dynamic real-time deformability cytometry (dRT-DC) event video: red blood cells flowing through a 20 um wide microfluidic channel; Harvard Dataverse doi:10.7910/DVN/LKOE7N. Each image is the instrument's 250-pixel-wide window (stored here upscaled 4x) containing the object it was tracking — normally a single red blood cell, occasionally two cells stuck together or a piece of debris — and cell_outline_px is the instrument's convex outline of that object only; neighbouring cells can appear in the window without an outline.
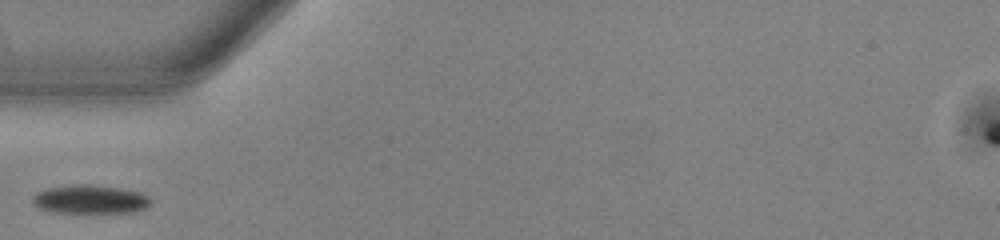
{"species": "common noctule bat (a hibernating species)", "species_latin": "Nyctalus noctula", "temperature_condition": "warm", "stored_images_in_passage": 30, "camera_frame_rate_fps": 3000, "um_per_image_px": 0.085, "animal": {"sex": "male", "body_mass_g": 13.0, "forearm_length_mm": 53.1}, "frame": {"image": 1, "passage_image": 1, "time_ms": 0.0, "image_size_px": [1000, 240], "cell_outline_px": [[148, 204], [144, 208], [132, 212], [52, 212], [40, 208], [32, 200], [32, 196], [36, 192], [48, 188], [76, 184], [116, 188], [140, 192], [148, 196]], "centroid_in_image_um": [7.61, 16.95], "position_along_channel_um": 77.4, "area_um2": 19.07}}
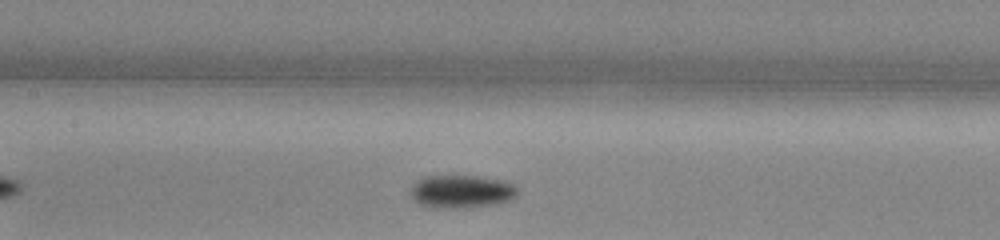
{"frame": {"image": 2, "passage_image": 8, "time_ms": 2.333, "image_size_px": [1000, 240], "cell_outline_px": [[516, 196], [512, 200], [496, 204], [452, 208], [432, 208], [420, 204], [412, 200], [408, 188], [416, 180], [424, 176], [480, 176], [504, 180], [516, 184]], "centroid_in_image_um": [39.18, 16.27], "position_along_channel_um": 168.2, "area_um2": 20.98}}
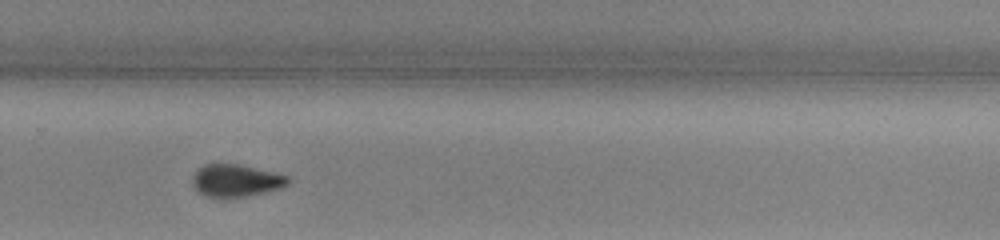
{"frame": {"image": 3, "passage_image": 19, "time_ms": 6.0, "image_size_px": [1000, 240], "cell_outline_px": [[292, 180], [284, 188], [268, 192], [248, 196], [220, 200], [204, 196], [196, 192], [192, 184], [192, 176], [196, 168], [204, 164], [240, 164], [288, 176]], "centroid_in_image_um": [20.02, 15.39], "position_along_channel_um": 309.8, "area_um2": 18.9}}